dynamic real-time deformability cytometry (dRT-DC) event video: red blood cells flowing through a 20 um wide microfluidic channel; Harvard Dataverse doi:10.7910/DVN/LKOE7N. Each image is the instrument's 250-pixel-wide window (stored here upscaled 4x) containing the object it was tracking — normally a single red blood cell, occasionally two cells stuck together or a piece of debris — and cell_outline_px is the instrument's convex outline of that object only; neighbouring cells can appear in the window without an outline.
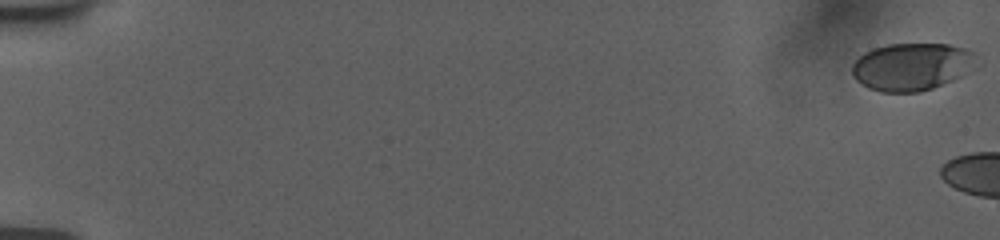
{"species": "human", "species_latin": "Homo sapiens", "temperature_condition": "room temperature", "stored_images_in_passage": 10, "camera_frame_rate_fps": 3000, "um_per_image_px": 0.085, "donor": {"sex": "female"}, "frame": {"image": 1, "passage_image": 1, "time_ms": 0.0, "image_size_px": [1000, 240], "cell_outline_px": [[984, 64], [980, 68], [952, 80], [932, 88], [920, 92], [880, 92], [868, 88], [860, 84], [852, 76], [852, 64], [864, 52], [872, 48], [888, 44], [948, 44], [968, 48]], "centroid_in_image_um": [77.59, 5.66], "position_along_channel_um": 7.4, "area_um2": 35.37}}